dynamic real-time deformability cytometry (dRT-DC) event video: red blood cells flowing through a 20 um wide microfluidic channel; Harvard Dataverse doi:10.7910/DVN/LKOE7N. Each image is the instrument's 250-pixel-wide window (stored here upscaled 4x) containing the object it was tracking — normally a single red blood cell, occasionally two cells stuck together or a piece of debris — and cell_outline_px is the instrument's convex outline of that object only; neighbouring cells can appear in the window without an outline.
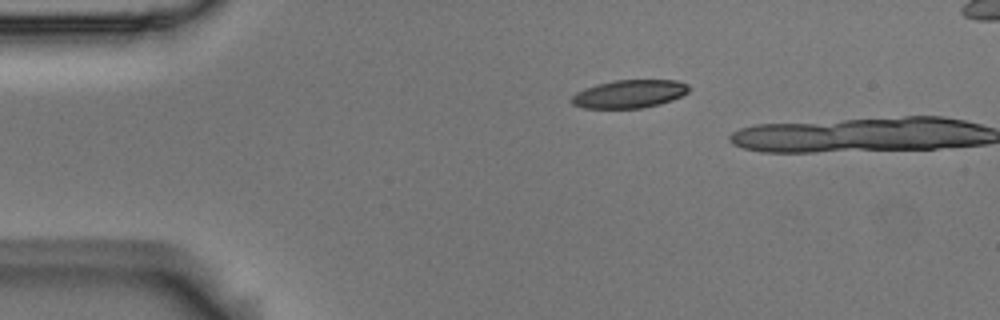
{"species": "Egyptian fruit bat (a non-hibernating species)", "species_latin": "Rousettus aegyptiacus", "temperature_condition": "room temperature", "stored_images_in_passage": 3, "camera_frame_rate_fps": 3000, "um_per_image_px": 0.085, "animal": {"sex": "male"}, "frame": {"image": 1, "passage_image": 2, "time_ms": 0.333, "image_size_px": [1000, 320], "cell_outline_px": [[688, 92], [672, 100], [660, 104], [644, 108], [584, 108], [572, 104], [572, 96], [576, 92], [584, 88], [596, 84], [616, 80], [676, 80], [688, 84]], "centroid_in_image_um": [53.49, 7.98], "position_along_channel_um": 31.5, "area_um2": 19.19}}